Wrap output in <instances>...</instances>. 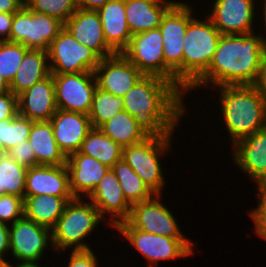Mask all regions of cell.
I'll return each mask as SVG.
<instances>
[{
	"label": "cell",
	"instance_id": "6da1fadb",
	"mask_svg": "<svg viewBox=\"0 0 266 267\" xmlns=\"http://www.w3.org/2000/svg\"><path fill=\"white\" fill-rule=\"evenodd\" d=\"M265 51L263 39L257 31L238 35L221 34L208 70L186 94L204 86L215 89L224 85H253Z\"/></svg>",
	"mask_w": 266,
	"mask_h": 267
},
{
	"label": "cell",
	"instance_id": "7a4b0ae2",
	"mask_svg": "<svg viewBox=\"0 0 266 267\" xmlns=\"http://www.w3.org/2000/svg\"><path fill=\"white\" fill-rule=\"evenodd\" d=\"M184 98L173 83L157 76H143L123 96V107L152 132L174 133L187 112Z\"/></svg>",
	"mask_w": 266,
	"mask_h": 267
},
{
	"label": "cell",
	"instance_id": "3957f363",
	"mask_svg": "<svg viewBox=\"0 0 266 267\" xmlns=\"http://www.w3.org/2000/svg\"><path fill=\"white\" fill-rule=\"evenodd\" d=\"M215 90L231 146L266 127V100L253 85H224Z\"/></svg>",
	"mask_w": 266,
	"mask_h": 267
},
{
	"label": "cell",
	"instance_id": "277c9868",
	"mask_svg": "<svg viewBox=\"0 0 266 267\" xmlns=\"http://www.w3.org/2000/svg\"><path fill=\"white\" fill-rule=\"evenodd\" d=\"M84 200L83 197H74L68 201L63 214L51 229L53 248L59 255L68 249H92L86 243V238L96 230L98 224L105 221L93 203L87 198Z\"/></svg>",
	"mask_w": 266,
	"mask_h": 267
},
{
	"label": "cell",
	"instance_id": "5b68a950",
	"mask_svg": "<svg viewBox=\"0 0 266 267\" xmlns=\"http://www.w3.org/2000/svg\"><path fill=\"white\" fill-rule=\"evenodd\" d=\"M205 18L199 20L195 16L186 28L182 56V93L185 96L208 70L221 36L212 21L207 16Z\"/></svg>",
	"mask_w": 266,
	"mask_h": 267
},
{
	"label": "cell",
	"instance_id": "8992f818",
	"mask_svg": "<svg viewBox=\"0 0 266 267\" xmlns=\"http://www.w3.org/2000/svg\"><path fill=\"white\" fill-rule=\"evenodd\" d=\"M174 133L153 132L144 141L122 148V159L130 165L154 194H160L166 187L161 157L171 153ZM171 150V151H170ZM161 156V157H160Z\"/></svg>",
	"mask_w": 266,
	"mask_h": 267
},
{
	"label": "cell",
	"instance_id": "52a82bcc",
	"mask_svg": "<svg viewBox=\"0 0 266 267\" xmlns=\"http://www.w3.org/2000/svg\"><path fill=\"white\" fill-rule=\"evenodd\" d=\"M194 10V11H193ZM195 9L186 1L175 2L163 15L159 29L163 38L165 80L182 92V56L184 36Z\"/></svg>",
	"mask_w": 266,
	"mask_h": 267
},
{
	"label": "cell",
	"instance_id": "ba28073f",
	"mask_svg": "<svg viewBox=\"0 0 266 267\" xmlns=\"http://www.w3.org/2000/svg\"><path fill=\"white\" fill-rule=\"evenodd\" d=\"M114 229L123 235L122 239H126L132 248L141 253L149 267H158L160 261L193 257L195 252V243L189 238H169L145 233L133 228L127 221L120 222Z\"/></svg>",
	"mask_w": 266,
	"mask_h": 267
},
{
	"label": "cell",
	"instance_id": "9c48e42d",
	"mask_svg": "<svg viewBox=\"0 0 266 267\" xmlns=\"http://www.w3.org/2000/svg\"><path fill=\"white\" fill-rule=\"evenodd\" d=\"M64 28L59 19L28 9L25 5L14 13L9 42L28 49L47 51L51 42Z\"/></svg>",
	"mask_w": 266,
	"mask_h": 267
},
{
	"label": "cell",
	"instance_id": "30bf717a",
	"mask_svg": "<svg viewBox=\"0 0 266 267\" xmlns=\"http://www.w3.org/2000/svg\"><path fill=\"white\" fill-rule=\"evenodd\" d=\"M52 74H71L95 71L101 58L90 48L80 44L63 28L47 50Z\"/></svg>",
	"mask_w": 266,
	"mask_h": 267
},
{
	"label": "cell",
	"instance_id": "8fae6325",
	"mask_svg": "<svg viewBox=\"0 0 266 267\" xmlns=\"http://www.w3.org/2000/svg\"><path fill=\"white\" fill-rule=\"evenodd\" d=\"M10 255L17 264H40L44 252L53 250L51 229L25 217L9 225Z\"/></svg>",
	"mask_w": 266,
	"mask_h": 267
},
{
	"label": "cell",
	"instance_id": "7c38bea8",
	"mask_svg": "<svg viewBox=\"0 0 266 267\" xmlns=\"http://www.w3.org/2000/svg\"><path fill=\"white\" fill-rule=\"evenodd\" d=\"M58 109L89 114L97 81L93 71L52 74Z\"/></svg>",
	"mask_w": 266,
	"mask_h": 267
},
{
	"label": "cell",
	"instance_id": "4fadbf2b",
	"mask_svg": "<svg viewBox=\"0 0 266 267\" xmlns=\"http://www.w3.org/2000/svg\"><path fill=\"white\" fill-rule=\"evenodd\" d=\"M160 194L151 199L133 204L126 220L133 228L145 233L162 235L169 238H187L182 233L174 213L162 202Z\"/></svg>",
	"mask_w": 266,
	"mask_h": 267
},
{
	"label": "cell",
	"instance_id": "5bb4252c",
	"mask_svg": "<svg viewBox=\"0 0 266 267\" xmlns=\"http://www.w3.org/2000/svg\"><path fill=\"white\" fill-rule=\"evenodd\" d=\"M254 1L256 0H213L208 7L211 13L204 17L207 16L221 34H249L256 30L254 21L257 10H260L255 8H259V5H255L258 1Z\"/></svg>",
	"mask_w": 266,
	"mask_h": 267
},
{
	"label": "cell",
	"instance_id": "9a60e30c",
	"mask_svg": "<svg viewBox=\"0 0 266 267\" xmlns=\"http://www.w3.org/2000/svg\"><path fill=\"white\" fill-rule=\"evenodd\" d=\"M122 54L145 76L165 79L163 38L159 28L132 35Z\"/></svg>",
	"mask_w": 266,
	"mask_h": 267
},
{
	"label": "cell",
	"instance_id": "2e32d148",
	"mask_svg": "<svg viewBox=\"0 0 266 267\" xmlns=\"http://www.w3.org/2000/svg\"><path fill=\"white\" fill-rule=\"evenodd\" d=\"M234 147V148H233ZM231 157L234 164L250 180L255 181V189L266 188V127L255 134L246 136L232 146Z\"/></svg>",
	"mask_w": 266,
	"mask_h": 267
},
{
	"label": "cell",
	"instance_id": "e0dca14e",
	"mask_svg": "<svg viewBox=\"0 0 266 267\" xmlns=\"http://www.w3.org/2000/svg\"><path fill=\"white\" fill-rule=\"evenodd\" d=\"M94 73L98 88L120 97L145 76L122 53L101 59Z\"/></svg>",
	"mask_w": 266,
	"mask_h": 267
},
{
	"label": "cell",
	"instance_id": "ac0fdd59",
	"mask_svg": "<svg viewBox=\"0 0 266 267\" xmlns=\"http://www.w3.org/2000/svg\"><path fill=\"white\" fill-rule=\"evenodd\" d=\"M87 199L98 209L106 220L107 226L115 228L130 216L132 206L125 199L119 181L111 168ZM106 216H110V218Z\"/></svg>",
	"mask_w": 266,
	"mask_h": 267
},
{
	"label": "cell",
	"instance_id": "d6986e66",
	"mask_svg": "<svg viewBox=\"0 0 266 267\" xmlns=\"http://www.w3.org/2000/svg\"><path fill=\"white\" fill-rule=\"evenodd\" d=\"M53 135L66 157L80 150L82 142L93 129L87 114L57 109L49 120Z\"/></svg>",
	"mask_w": 266,
	"mask_h": 267
},
{
	"label": "cell",
	"instance_id": "ffe728a7",
	"mask_svg": "<svg viewBox=\"0 0 266 267\" xmlns=\"http://www.w3.org/2000/svg\"><path fill=\"white\" fill-rule=\"evenodd\" d=\"M64 28L82 45L93 50L101 59L116 53L107 45L97 11L77 9L64 23Z\"/></svg>",
	"mask_w": 266,
	"mask_h": 267
},
{
	"label": "cell",
	"instance_id": "44dd1931",
	"mask_svg": "<svg viewBox=\"0 0 266 267\" xmlns=\"http://www.w3.org/2000/svg\"><path fill=\"white\" fill-rule=\"evenodd\" d=\"M52 73L18 95V114L32 121H49L56 113Z\"/></svg>",
	"mask_w": 266,
	"mask_h": 267
},
{
	"label": "cell",
	"instance_id": "7402d4cb",
	"mask_svg": "<svg viewBox=\"0 0 266 267\" xmlns=\"http://www.w3.org/2000/svg\"><path fill=\"white\" fill-rule=\"evenodd\" d=\"M50 195L74 197L69 186L66 165H37L27 169L24 196Z\"/></svg>",
	"mask_w": 266,
	"mask_h": 267
},
{
	"label": "cell",
	"instance_id": "603a6c76",
	"mask_svg": "<svg viewBox=\"0 0 266 267\" xmlns=\"http://www.w3.org/2000/svg\"><path fill=\"white\" fill-rule=\"evenodd\" d=\"M69 186L74 197L87 198L110 169L95 158L79 151L67 157Z\"/></svg>",
	"mask_w": 266,
	"mask_h": 267
},
{
	"label": "cell",
	"instance_id": "cb8c5ba5",
	"mask_svg": "<svg viewBox=\"0 0 266 267\" xmlns=\"http://www.w3.org/2000/svg\"><path fill=\"white\" fill-rule=\"evenodd\" d=\"M97 12L107 45L115 53H122L132 37L127 23L125 0H111Z\"/></svg>",
	"mask_w": 266,
	"mask_h": 267
},
{
	"label": "cell",
	"instance_id": "d4e9b609",
	"mask_svg": "<svg viewBox=\"0 0 266 267\" xmlns=\"http://www.w3.org/2000/svg\"><path fill=\"white\" fill-rule=\"evenodd\" d=\"M176 1L125 0L132 35L159 28L163 15Z\"/></svg>",
	"mask_w": 266,
	"mask_h": 267
},
{
	"label": "cell",
	"instance_id": "484cf974",
	"mask_svg": "<svg viewBox=\"0 0 266 267\" xmlns=\"http://www.w3.org/2000/svg\"><path fill=\"white\" fill-rule=\"evenodd\" d=\"M28 141L35 152L36 166H61L66 164L67 157L56 143L50 121H34Z\"/></svg>",
	"mask_w": 266,
	"mask_h": 267
},
{
	"label": "cell",
	"instance_id": "4316f807",
	"mask_svg": "<svg viewBox=\"0 0 266 267\" xmlns=\"http://www.w3.org/2000/svg\"><path fill=\"white\" fill-rule=\"evenodd\" d=\"M99 129L121 147L138 144L153 132L127 111H121L103 123Z\"/></svg>",
	"mask_w": 266,
	"mask_h": 267
},
{
	"label": "cell",
	"instance_id": "83f0119b",
	"mask_svg": "<svg viewBox=\"0 0 266 267\" xmlns=\"http://www.w3.org/2000/svg\"><path fill=\"white\" fill-rule=\"evenodd\" d=\"M50 74L47 51L29 49L25 53L16 76L10 84V91L18 96Z\"/></svg>",
	"mask_w": 266,
	"mask_h": 267
},
{
	"label": "cell",
	"instance_id": "f1b7e54d",
	"mask_svg": "<svg viewBox=\"0 0 266 267\" xmlns=\"http://www.w3.org/2000/svg\"><path fill=\"white\" fill-rule=\"evenodd\" d=\"M74 197L50 195L24 196V217L52 229L63 214L66 204Z\"/></svg>",
	"mask_w": 266,
	"mask_h": 267
},
{
	"label": "cell",
	"instance_id": "f546056e",
	"mask_svg": "<svg viewBox=\"0 0 266 267\" xmlns=\"http://www.w3.org/2000/svg\"><path fill=\"white\" fill-rule=\"evenodd\" d=\"M122 148L99 128H93L82 142L79 152L112 168L116 162L122 159Z\"/></svg>",
	"mask_w": 266,
	"mask_h": 267
},
{
	"label": "cell",
	"instance_id": "4dcf8cb0",
	"mask_svg": "<svg viewBox=\"0 0 266 267\" xmlns=\"http://www.w3.org/2000/svg\"><path fill=\"white\" fill-rule=\"evenodd\" d=\"M111 169L119 181L125 199L131 206L149 200L155 195L123 159L116 162Z\"/></svg>",
	"mask_w": 266,
	"mask_h": 267
},
{
	"label": "cell",
	"instance_id": "1f68e13d",
	"mask_svg": "<svg viewBox=\"0 0 266 267\" xmlns=\"http://www.w3.org/2000/svg\"><path fill=\"white\" fill-rule=\"evenodd\" d=\"M123 110V97L115 96L97 87L88 116L92 127L99 128L103 123Z\"/></svg>",
	"mask_w": 266,
	"mask_h": 267
},
{
	"label": "cell",
	"instance_id": "d6a6232c",
	"mask_svg": "<svg viewBox=\"0 0 266 267\" xmlns=\"http://www.w3.org/2000/svg\"><path fill=\"white\" fill-rule=\"evenodd\" d=\"M27 167L8 155L0 161V196L9 194L24 199Z\"/></svg>",
	"mask_w": 266,
	"mask_h": 267
},
{
	"label": "cell",
	"instance_id": "836d02e7",
	"mask_svg": "<svg viewBox=\"0 0 266 267\" xmlns=\"http://www.w3.org/2000/svg\"><path fill=\"white\" fill-rule=\"evenodd\" d=\"M34 121L17 114L13 119L0 121V145L7 151L27 141Z\"/></svg>",
	"mask_w": 266,
	"mask_h": 267
},
{
	"label": "cell",
	"instance_id": "e575fe53",
	"mask_svg": "<svg viewBox=\"0 0 266 267\" xmlns=\"http://www.w3.org/2000/svg\"><path fill=\"white\" fill-rule=\"evenodd\" d=\"M29 49L20 43L0 41V73L11 84L25 53Z\"/></svg>",
	"mask_w": 266,
	"mask_h": 267
},
{
	"label": "cell",
	"instance_id": "d590c367",
	"mask_svg": "<svg viewBox=\"0 0 266 267\" xmlns=\"http://www.w3.org/2000/svg\"><path fill=\"white\" fill-rule=\"evenodd\" d=\"M25 6L65 23L78 9L76 0H24Z\"/></svg>",
	"mask_w": 266,
	"mask_h": 267
},
{
	"label": "cell",
	"instance_id": "8d00e7d4",
	"mask_svg": "<svg viewBox=\"0 0 266 267\" xmlns=\"http://www.w3.org/2000/svg\"><path fill=\"white\" fill-rule=\"evenodd\" d=\"M24 217V199L15 195L0 196V222L13 224Z\"/></svg>",
	"mask_w": 266,
	"mask_h": 267
},
{
	"label": "cell",
	"instance_id": "74e56055",
	"mask_svg": "<svg viewBox=\"0 0 266 267\" xmlns=\"http://www.w3.org/2000/svg\"><path fill=\"white\" fill-rule=\"evenodd\" d=\"M257 191V205L255 209L248 212L254 222V233L266 241V189H255Z\"/></svg>",
	"mask_w": 266,
	"mask_h": 267
},
{
	"label": "cell",
	"instance_id": "f35d334b",
	"mask_svg": "<svg viewBox=\"0 0 266 267\" xmlns=\"http://www.w3.org/2000/svg\"><path fill=\"white\" fill-rule=\"evenodd\" d=\"M7 155L27 168L36 166L35 152L28 140L10 148Z\"/></svg>",
	"mask_w": 266,
	"mask_h": 267
},
{
	"label": "cell",
	"instance_id": "ab89813d",
	"mask_svg": "<svg viewBox=\"0 0 266 267\" xmlns=\"http://www.w3.org/2000/svg\"><path fill=\"white\" fill-rule=\"evenodd\" d=\"M67 267H100L93 249L70 251Z\"/></svg>",
	"mask_w": 266,
	"mask_h": 267
},
{
	"label": "cell",
	"instance_id": "60d3db41",
	"mask_svg": "<svg viewBox=\"0 0 266 267\" xmlns=\"http://www.w3.org/2000/svg\"><path fill=\"white\" fill-rule=\"evenodd\" d=\"M18 114V96L11 91L0 94V121L13 119Z\"/></svg>",
	"mask_w": 266,
	"mask_h": 267
},
{
	"label": "cell",
	"instance_id": "b9f144b4",
	"mask_svg": "<svg viewBox=\"0 0 266 267\" xmlns=\"http://www.w3.org/2000/svg\"><path fill=\"white\" fill-rule=\"evenodd\" d=\"M8 252L10 253L9 224L0 222V263H9L6 260Z\"/></svg>",
	"mask_w": 266,
	"mask_h": 267
},
{
	"label": "cell",
	"instance_id": "7bdbcfd3",
	"mask_svg": "<svg viewBox=\"0 0 266 267\" xmlns=\"http://www.w3.org/2000/svg\"><path fill=\"white\" fill-rule=\"evenodd\" d=\"M14 14L0 13V41H8L12 29Z\"/></svg>",
	"mask_w": 266,
	"mask_h": 267
},
{
	"label": "cell",
	"instance_id": "ee69618b",
	"mask_svg": "<svg viewBox=\"0 0 266 267\" xmlns=\"http://www.w3.org/2000/svg\"><path fill=\"white\" fill-rule=\"evenodd\" d=\"M253 86L260 91L266 100V51L262 55L258 77Z\"/></svg>",
	"mask_w": 266,
	"mask_h": 267
},
{
	"label": "cell",
	"instance_id": "f6af8a7d",
	"mask_svg": "<svg viewBox=\"0 0 266 267\" xmlns=\"http://www.w3.org/2000/svg\"><path fill=\"white\" fill-rule=\"evenodd\" d=\"M25 5L24 0H0V13L14 14Z\"/></svg>",
	"mask_w": 266,
	"mask_h": 267
},
{
	"label": "cell",
	"instance_id": "bcb514c9",
	"mask_svg": "<svg viewBox=\"0 0 266 267\" xmlns=\"http://www.w3.org/2000/svg\"><path fill=\"white\" fill-rule=\"evenodd\" d=\"M77 8L97 11L111 0H76Z\"/></svg>",
	"mask_w": 266,
	"mask_h": 267
},
{
	"label": "cell",
	"instance_id": "7dc6e473",
	"mask_svg": "<svg viewBox=\"0 0 266 267\" xmlns=\"http://www.w3.org/2000/svg\"><path fill=\"white\" fill-rule=\"evenodd\" d=\"M262 1H263V3H262ZM260 3H262L261 5H260V9H261V7H263L261 10H263V11H259V12H262L261 14L263 15L261 18H263V20L262 21H260V23L261 22H263V24L265 25L264 26V28H265V30H266V1L265 0H261L260 1ZM263 5V6H262ZM263 31L264 33H266V31ZM260 36L262 37V39H263V43H264V47H266V35L265 34H261L260 33Z\"/></svg>",
	"mask_w": 266,
	"mask_h": 267
},
{
	"label": "cell",
	"instance_id": "c3c4849f",
	"mask_svg": "<svg viewBox=\"0 0 266 267\" xmlns=\"http://www.w3.org/2000/svg\"><path fill=\"white\" fill-rule=\"evenodd\" d=\"M10 91V84L0 73V94Z\"/></svg>",
	"mask_w": 266,
	"mask_h": 267
},
{
	"label": "cell",
	"instance_id": "681fc988",
	"mask_svg": "<svg viewBox=\"0 0 266 267\" xmlns=\"http://www.w3.org/2000/svg\"><path fill=\"white\" fill-rule=\"evenodd\" d=\"M8 154V151L2 146L0 145V161L2 159H4Z\"/></svg>",
	"mask_w": 266,
	"mask_h": 267
},
{
	"label": "cell",
	"instance_id": "f907efd6",
	"mask_svg": "<svg viewBox=\"0 0 266 267\" xmlns=\"http://www.w3.org/2000/svg\"><path fill=\"white\" fill-rule=\"evenodd\" d=\"M13 267H41L39 264H13Z\"/></svg>",
	"mask_w": 266,
	"mask_h": 267
},
{
	"label": "cell",
	"instance_id": "816d5d0a",
	"mask_svg": "<svg viewBox=\"0 0 266 267\" xmlns=\"http://www.w3.org/2000/svg\"><path fill=\"white\" fill-rule=\"evenodd\" d=\"M0 267H13V264L9 263H0Z\"/></svg>",
	"mask_w": 266,
	"mask_h": 267
},
{
	"label": "cell",
	"instance_id": "f5cc1de1",
	"mask_svg": "<svg viewBox=\"0 0 266 267\" xmlns=\"http://www.w3.org/2000/svg\"><path fill=\"white\" fill-rule=\"evenodd\" d=\"M142 1H173V0H142Z\"/></svg>",
	"mask_w": 266,
	"mask_h": 267
}]
</instances>
